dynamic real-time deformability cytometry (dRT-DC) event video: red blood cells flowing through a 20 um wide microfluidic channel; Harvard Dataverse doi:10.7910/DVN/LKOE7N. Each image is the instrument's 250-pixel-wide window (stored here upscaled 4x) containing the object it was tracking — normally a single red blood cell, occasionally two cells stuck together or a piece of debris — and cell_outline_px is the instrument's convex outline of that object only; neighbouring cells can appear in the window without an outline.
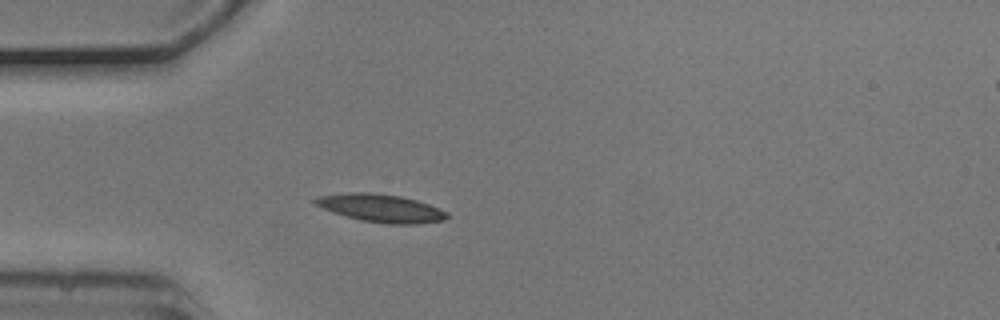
{"species": "common noctule bat (a hibernating species)", "species_latin": "Nyctalus noctula", "temperature_condition": "cold", "stored_images_in_passage": 5, "camera_frame_rate_fps": 3000, "um_per_image_px": 0.085, "animal": {"sex": "male", "body_mass_g": 20.5, "forearm_length_mm": 52.5}, "frame": {"image": 1, "passage_image": 5, "time_ms": 1.333, "image_size_px": [1000, 320], "cell_outline_px": [[448, 216], [444, 220], [420, 224], [384, 224], [360, 220], [332, 212], [316, 204], [312, 200], [316, 196], [352, 192], [372, 192], [400, 196], [416, 200], [428, 204], [448, 212]], "centroid_in_image_um": [32.38, 17.69], "position_along_channel_um": 52.6, "area_um2": 21.5}}